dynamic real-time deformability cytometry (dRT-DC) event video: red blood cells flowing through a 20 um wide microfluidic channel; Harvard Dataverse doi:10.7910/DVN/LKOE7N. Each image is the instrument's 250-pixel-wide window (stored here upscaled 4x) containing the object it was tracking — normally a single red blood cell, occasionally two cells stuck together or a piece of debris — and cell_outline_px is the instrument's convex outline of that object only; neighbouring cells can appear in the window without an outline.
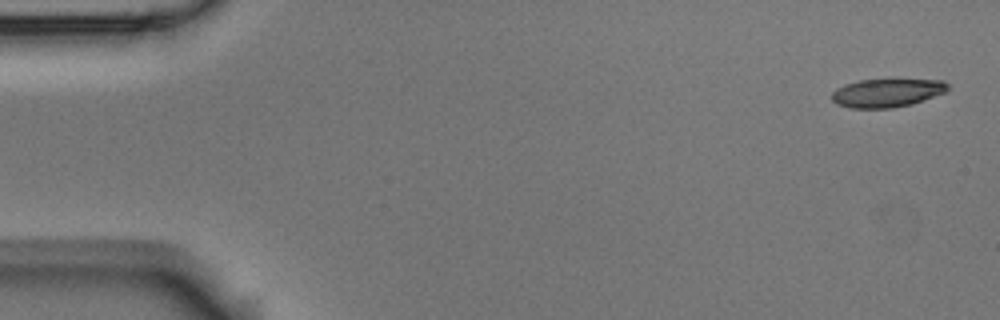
{"species": "Egyptian fruit bat (a non-hibernating species)", "species_latin": "Rousettus aegyptiacus", "temperature_condition": "room temperature", "stored_images_in_passage": 5, "camera_frame_rate_fps": 3000, "um_per_image_px": 0.085, "animal": {"sex": "male"}, "frame": {"image": 1, "passage_image": 1, "time_ms": 0.0, "image_size_px": [1000, 320], "cell_outline_px": [[948, 88], [944, 92], [912, 104], [892, 108], [848, 108], [836, 104], [832, 100], [832, 92], [836, 88], [844, 84], [860, 80], [944, 80], [948, 84]], "centroid_in_image_um": [75.34, 7.9], "position_along_channel_um": 9.7, "area_um2": 19.07}}
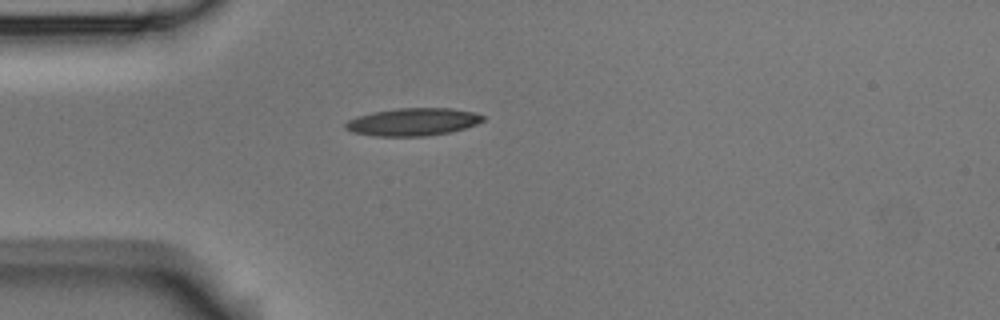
{"frame": {"image": 2, "passage_image": 5, "time_ms": 1.333, "image_size_px": [1000, 320], "cell_outline_px": [[484, 120], [476, 124], [464, 128], [448, 132], [424, 136], [376, 136], [352, 132], [344, 128], [344, 124], [348, 120], [356, 116], [372, 112], [396, 108], [452, 108], [476, 112], [484, 116]], "centroid_in_image_um": [35.07, 10.35], "position_along_channel_um": 49.9, "area_um2": 22.2}}